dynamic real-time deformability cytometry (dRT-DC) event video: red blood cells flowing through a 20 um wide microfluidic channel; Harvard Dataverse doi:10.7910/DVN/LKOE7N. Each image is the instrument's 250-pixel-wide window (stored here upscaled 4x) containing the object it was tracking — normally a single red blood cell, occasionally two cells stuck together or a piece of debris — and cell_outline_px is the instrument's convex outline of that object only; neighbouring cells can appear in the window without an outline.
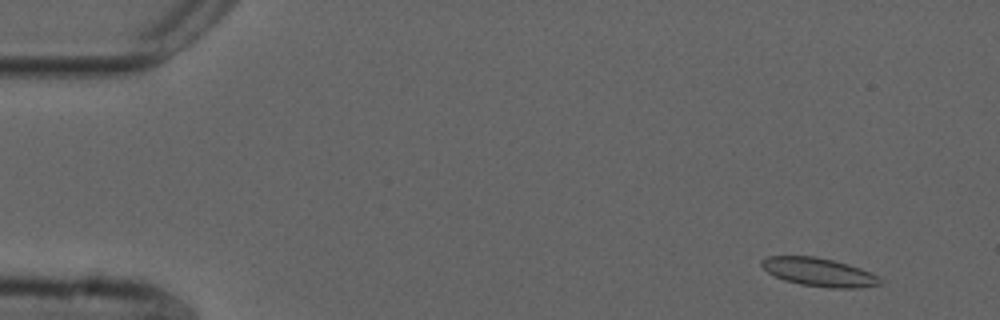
{"species": "common noctule bat (a hibernating species)", "species_latin": "Nyctalus noctula", "temperature_condition": "cold", "stored_images_in_passage": 53, "camera_frame_rate_fps": 3000, "um_per_image_px": 0.085, "animal": {"sex": "male", "forearm_length_mm": 52.5}, "frame": {"image": 1, "passage_image": 3, "time_ms": 0.667, "image_size_px": [1000, 320], "cell_outline_px": [[884, 280], [880, 284], [856, 288], [828, 288], [800, 284], [784, 280], [768, 272], [760, 264], [760, 260], [768, 256], [816, 256], [848, 264], [860, 268], [880, 276]], "centroid_in_image_um": [69.63, 23.13], "position_along_channel_um": 15.4, "area_um2": 19.65}}
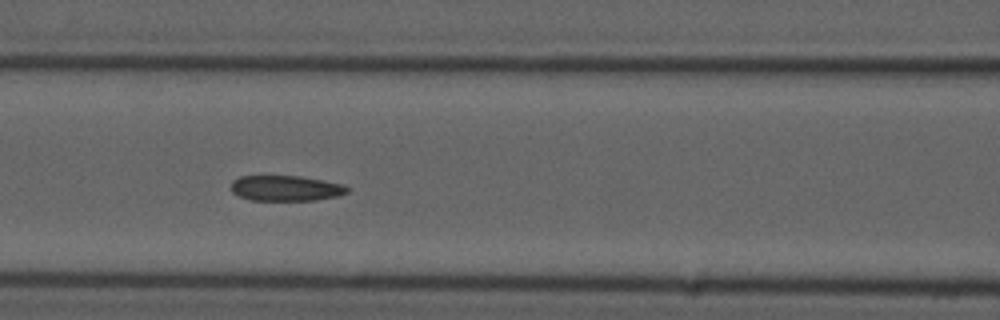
{"frame": {"image": 2, "passage_image": 22, "time_ms": 7.0, "image_size_px": [1000, 320], "cell_outline_px": [[348, 192], [336, 196], [316, 200], [252, 200], [240, 196], [232, 192], [232, 180], [240, 176], [300, 176], [344, 184], [348, 188]], "centroid_in_image_um": [24.29, 15.99], "position_along_channel_um": 142.3, "area_um2": 17.11}}
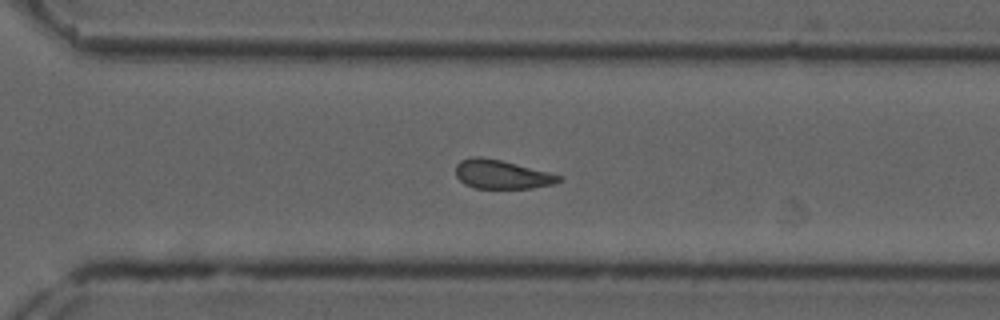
{"frame": {"image": 3, "passage_image": 37, "time_ms": 12.0, "image_size_px": [1000, 320], "cell_outline_px": [[564, 180], [556, 184], [532, 188], [476, 188], [464, 184], [456, 176], [456, 164], [460, 160], [472, 156], [480, 156], [500, 160], [564, 176]], "centroid_in_image_um": [42.67, 14.82], "position_along_channel_um": 327.9, "area_um2": 17.46}, "authors_computed_cell_mechanics": {"area_um2": 18.3804, "velocity_mm_per_s": 3.7304, "shape_relaxation_time_tau1_ms": null, "shape_relaxation_time_tau2_ms": 3.6058, "deformation_change_tau1": null, "deformation_change_tau2": 0.0985}}